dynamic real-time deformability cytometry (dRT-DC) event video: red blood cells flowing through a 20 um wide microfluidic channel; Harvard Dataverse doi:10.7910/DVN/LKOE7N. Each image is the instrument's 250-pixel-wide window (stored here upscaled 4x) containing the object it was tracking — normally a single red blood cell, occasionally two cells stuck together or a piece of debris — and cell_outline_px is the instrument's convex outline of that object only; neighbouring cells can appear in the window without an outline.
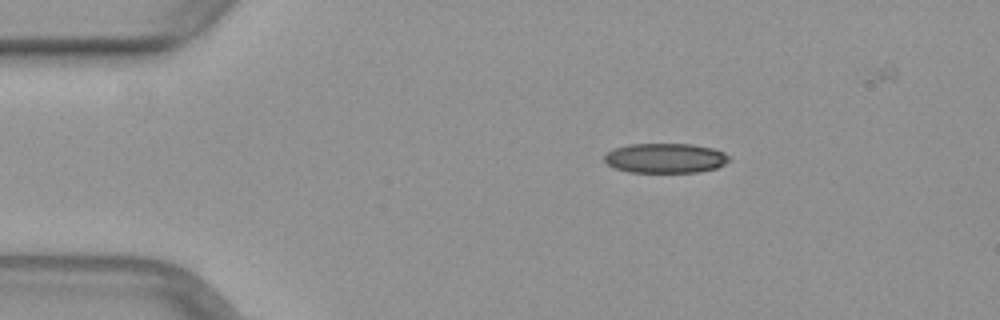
{"species": "common noctule bat (a hibernating species)", "species_latin": "Nyctalus noctula", "temperature_condition": "warm", "stored_images_in_passage": 37, "camera_frame_rate_fps": 3000, "um_per_image_px": 0.085, "animal": {"sex": "female", "body_mass_g": 29.2, "forearm_length_mm": 56.3}, "frame": {"image": 1, "passage_image": 1, "time_ms": 0.0, "image_size_px": [1000, 320], "cell_outline_px": [[732, 160], [716, 168], [696, 172], [628, 172], [616, 168], [608, 164], [604, 160], [604, 156], [612, 148], [628, 144], [692, 144], [712, 148], [724, 152], [732, 156]], "centroid_in_image_um": [56.58, 13.43], "position_along_channel_um": 28.4, "area_um2": 21.79}}
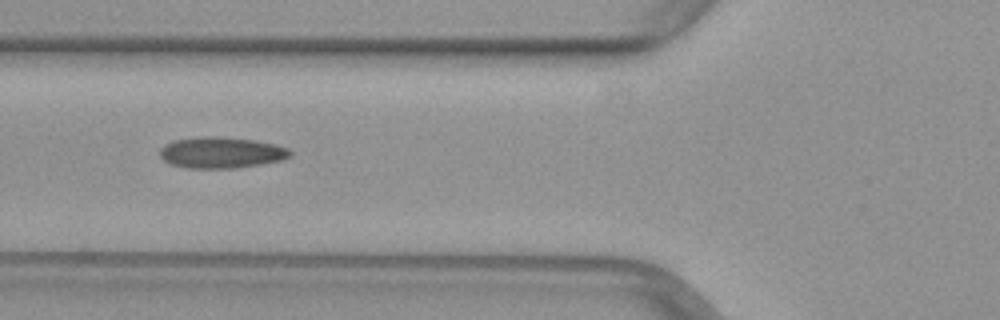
{"frame": {"image": 2, "passage_image": 11, "time_ms": 3.333, "image_size_px": [1000, 320], "cell_outline_px": [[292, 156], [284, 160], [236, 168], [184, 168], [172, 164], [164, 160], [160, 156], [160, 148], [164, 144], [176, 140], [208, 136], [212, 136], [256, 140], [276, 144], [288, 148], [292, 152]], "centroid_in_image_um": [18.85, 12.97], "position_along_channel_um": 107.0, "area_um2": 23.7}}
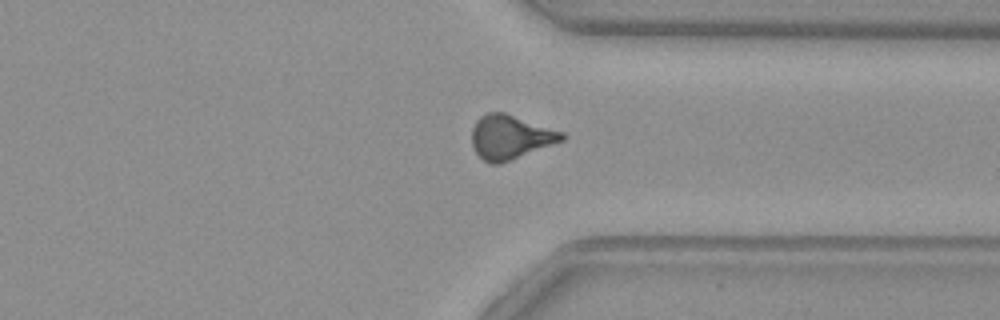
{"frame": {"image": 3, "passage_image": 30, "time_ms": 9.667, "image_size_px": [1000, 320], "cell_outline_px": [[564, 140], [500, 164], [488, 164], [472, 148], [472, 128], [476, 120], [484, 112], [504, 112], [564, 132]], "centroid_in_image_um": [43.34, 11.65], "position_along_channel_um": 368.1, "area_um2": 23.18}}